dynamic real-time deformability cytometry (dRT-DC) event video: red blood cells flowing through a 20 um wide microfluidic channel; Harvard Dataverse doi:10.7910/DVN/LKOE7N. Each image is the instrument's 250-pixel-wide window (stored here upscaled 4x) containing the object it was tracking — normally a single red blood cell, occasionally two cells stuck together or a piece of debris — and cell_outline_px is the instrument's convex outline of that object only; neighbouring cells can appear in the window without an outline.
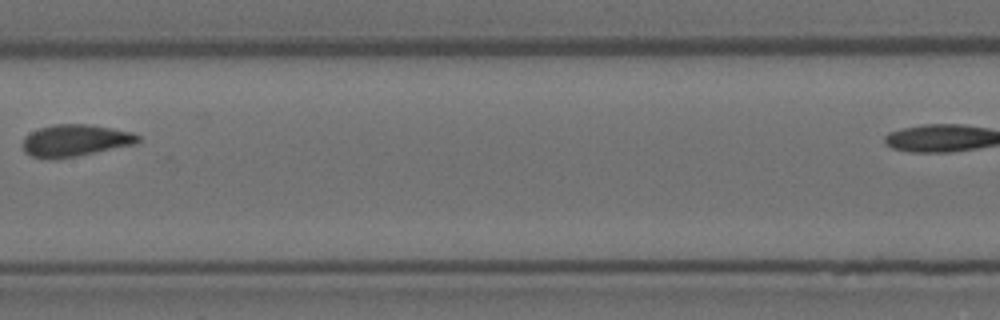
{"species": "Egyptian fruit bat (a non-hibernating species)", "species_latin": "Rousettus aegyptiacus", "temperature_condition": "room temperature", "stored_images_in_passage": 12, "camera_frame_rate_fps": 3000, "um_per_image_px": 0.085, "animal": {"sex": "female"}, "frame": {"image": 1, "passage_image": 6, "time_ms": 1.667, "image_size_px": [1000, 320], "cell_outline_px": [[140, 140], [136, 144], [76, 156], [32, 156], [24, 152], [24, 136], [40, 128], [56, 124], [88, 124], [112, 128], [132, 132], [140, 136]], "centroid_in_image_um": [6.46, 11.9], "position_along_channel_um": 200.9, "area_um2": 20.75}}
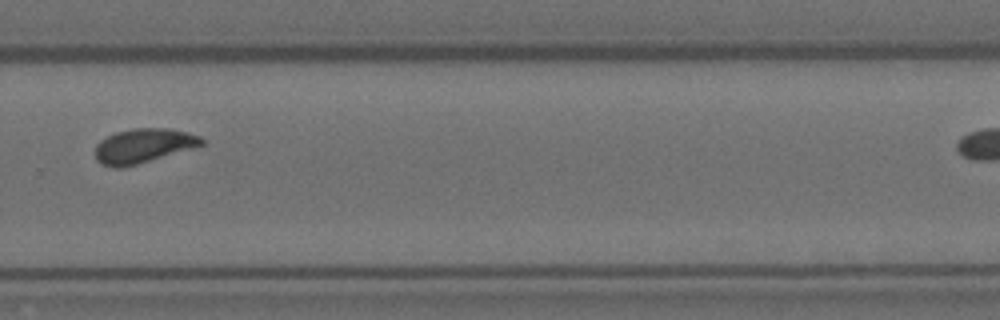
{"frame": {"image": 2, "passage_image": 9, "time_ms": 2.667, "image_size_px": [1000, 320], "cell_outline_px": [[204, 144], [124, 168], [112, 168], [100, 164], [96, 160], [96, 144], [100, 140], [116, 132], [132, 128], [168, 128], [188, 132], [200, 136], [204, 140]], "centroid_in_image_um": [12.14, 12.39], "position_along_channel_um": 317.7, "area_um2": 21.27}}
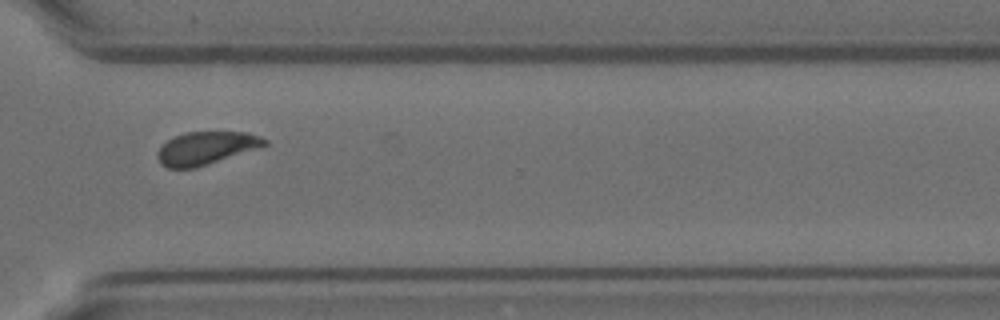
{"frame": {"image": 3, "passage_image": 10, "time_ms": 3.0, "image_size_px": [1000, 320], "cell_outline_px": [[268, 144], [260, 148], [196, 168], [168, 168], [160, 164], [156, 156], [156, 152], [168, 140], [176, 136], [188, 132], [248, 132], [260, 136], [268, 140]], "centroid_in_image_um": [17.54, 12.6], "position_along_channel_um": 353.1, "area_um2": 20.63}}